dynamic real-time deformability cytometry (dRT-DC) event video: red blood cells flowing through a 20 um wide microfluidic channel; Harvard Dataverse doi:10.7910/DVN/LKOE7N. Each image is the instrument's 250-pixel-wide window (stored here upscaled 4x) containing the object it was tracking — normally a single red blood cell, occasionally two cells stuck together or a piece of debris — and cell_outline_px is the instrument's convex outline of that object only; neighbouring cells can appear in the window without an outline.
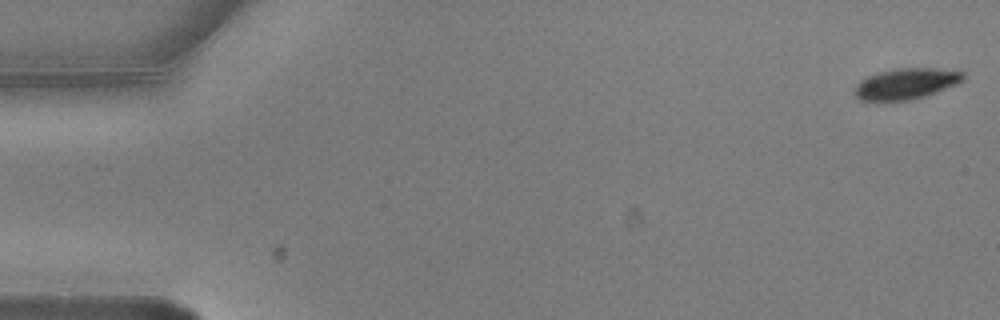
{"species": "common noctule bat (a hibernating species)", "species_latin": "Nyctalus noctula", "temperature_condition": "warm", "stored_images_in_passage": 6, "segment_of_instrument_passage": [1, 2], "camera_frame_rate_fps": 3000, "um_per_image_px": 0.085, "animal": {"sex": "male", "body_mass_g": 20.5, "forearm_length_mm": 52.5}, "frame": {"image": 1, "passage_image": 1, "time_ms": 0.0, "image_size_px": [1000, 320], "cell_outline_px": [[964, 76], [956, 84], [936, 92], [912, 100], [860, 100], [852, 92], [856, 84], [860, 80], [868, 76], [880, 72], [896, 68], [932, 68], [964, 72]], "centroid_in_image_um": [76.96, 7.11], "position_along_channel_um": 8.0, "area_um2": 19.31}}
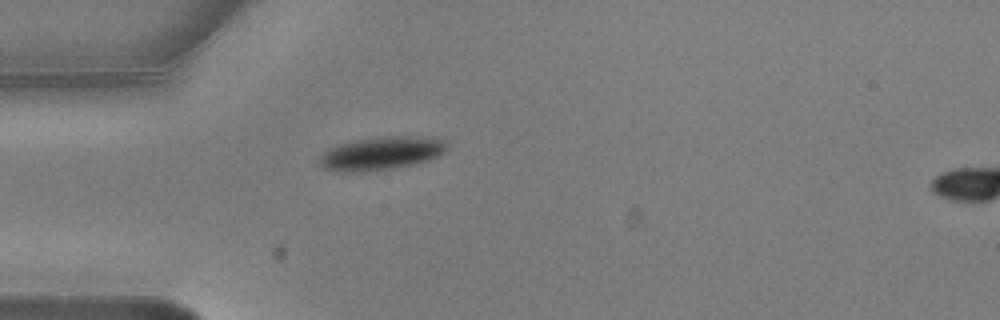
{"frame": {"image": 2, "passage_image": 5, "time_ms": 1.333, "image_size_px": [1000, 320], "cell_outline_px": [[448, 148], [444, 152], [428, 160], [416, 164], [392, 168], [364, 172], [332, 172], [324, 168], [320, 164], [320, 156], [324, 152], [336, 144], [352, 140], [376, 136], [424, 136], [444, 140], [448, 144]], "centroid_in_image_um": [32.39, 13.02], "position_along_channel_um": 52.6, "area_um2": 25.14}}